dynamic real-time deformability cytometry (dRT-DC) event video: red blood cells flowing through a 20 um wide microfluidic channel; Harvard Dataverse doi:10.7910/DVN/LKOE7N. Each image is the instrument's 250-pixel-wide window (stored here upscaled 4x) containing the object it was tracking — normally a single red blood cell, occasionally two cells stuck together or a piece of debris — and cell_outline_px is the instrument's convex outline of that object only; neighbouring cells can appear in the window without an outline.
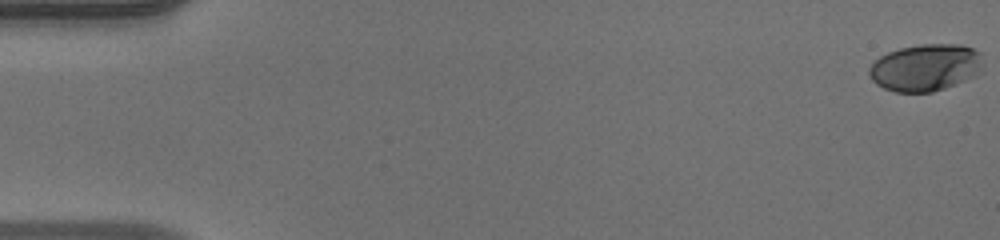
{"species": "human", "species_latin": "Homo sapiens", "temperature_condition": "warm", "stored_images_in_passage": 50, "camera_frame_rate_fps": 3000, "um_per_image_px": 0.085, "donor": {"sex": "male"}, "frame": {"image": 1, "passage_image": 1, "time_ms": 0.0, "image_size_px": [1000, 240], "cell_outline_px": [[980, 68], [976, 76], [956, 84], [932, 92], [896, 92], [884, 88], [876, 84], [872, 80], [868, 72], [868, 68], [880, 56], [888, 52], [900, 48], [920, 44], [960, 44], [972, 48], [980, 52]], "centroid_in_image_um": [78.64, 5.74], "position_along_channel_um": 6.4, "area_um2": 31.1}}
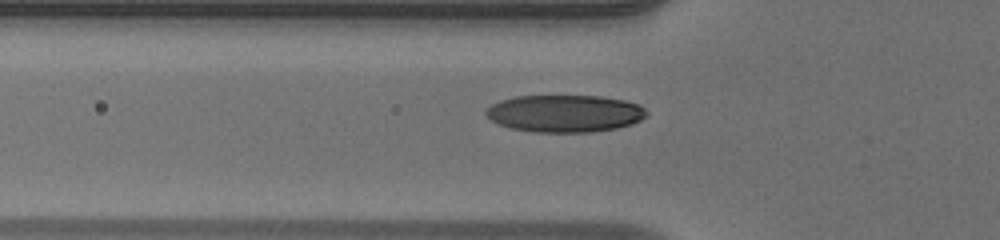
{"frame": {"image": 2, "passage_image": 18, "time_ms": 5.667, "image_size_px": [1000, 240], "cell_outline_px": [[648, 116], [632, 124], [616, 128], [592, 132], [536, 132], [512, 128], [500, 124], [492, 120], [484, 112], [492, 104], [500, 100], [516, 96], [600, 96], [624, 100], [640, 104], [648, 112]], "centroid_in_image_um": [48.05, 9.64], "position_along_channel_um": 77.7, "area_um2": 34.85}}
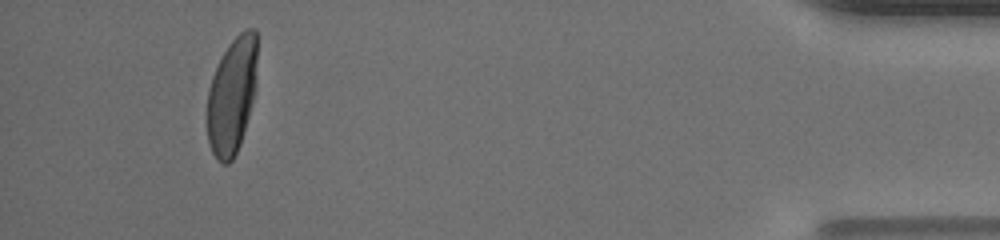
{"frame": {"image": 3, "passage_image": 47, "time_ms": 15.333, "image_size_px": [1000, 240], "cell_outline_px": [[256, 88], [252, 104], [240, 144], [232, 160], [228, 164], [224, 164], [212, 152], [208, 144], [208, 92], [212, 76], [228, 44], [240, 32], [248, 28], [256, 28]], "centroid_in_image_um": [19.73, 8.11], "position_along_channel_um": 415.5, "area_um2": 33.7}, "authors_computed_cell_mechanics": {"area_um2": 34.2465, "velocity_mm_per_s": 4.1748, "shape_relaxation_time_tau1_ms": 3.6625, "shape_relaxation_time_tau2_ms": null, "deformation_change_tau1": 0.2224, "deformation_change_tau2": null}}